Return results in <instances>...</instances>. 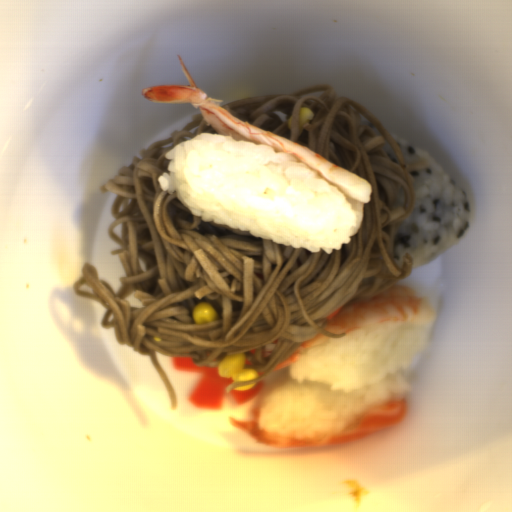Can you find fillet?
I'll list each match as a JSON object with an SVG mask.
<instances>
[{
	"instance_id": "fillet-1",
	"label": "fillet",
	"mask_w": 512,
	"mask_h": 512,
	"mask_svg": "<svg viewBox=\"0 0 512 512\" xmlns=\"http://www.w3.org/2000/svg\"><path fill=\"white\" fill-rule=\"evenodd\" d=\"M407 400H393L369 409L357 422L340 433L318 434L310 439H293L261 430L259 426L262 408L252 407L250 420H228L235 428L247 433L260 445L277 448H307L337 445L362 439L383 429L398 424L406 415Z\"/></svg>"
}]
</instances>
